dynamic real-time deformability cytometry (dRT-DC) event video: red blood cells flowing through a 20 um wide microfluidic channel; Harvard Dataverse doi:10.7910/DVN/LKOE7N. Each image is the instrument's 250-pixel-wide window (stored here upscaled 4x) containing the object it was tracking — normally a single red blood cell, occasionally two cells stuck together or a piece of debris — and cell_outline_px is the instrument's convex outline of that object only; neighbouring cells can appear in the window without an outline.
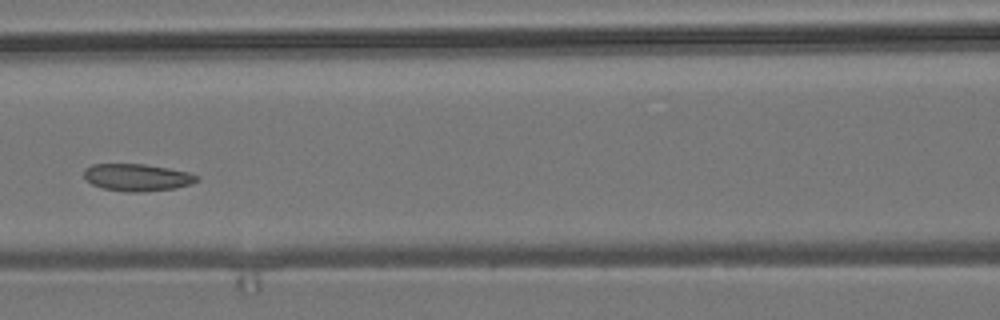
{"species": "common noctule bat (a hibernating species)", "species_latin": "Nyctalus noctula", "temperature_condition": "room temperature", "stored_images_in_passage": 6, "camera_frame_rate_fps": 3000, "um_per_image_px": 0.085, "animal": {"sex": "male", "body_mass_g": 19.2, "forearm_length_mm": 51.8}, "frame": {"image": 1, "passage_image": 6, "time_ms": 1.667, "image_size_px": [1000, 320], "cell_outline_px": [[200, 180], [192, 184], [176, 188], [140, 192], [128, 192], [104, 188], [92, 184], [84, 176], [84, 168], [92, 164], [144, 164], [168, 168], [188, 172], [200, 176]], "centroid_in_image_um": [11.7, 15.07], "position_along_channel_um": 154.9, "area_um2": 17.92}}